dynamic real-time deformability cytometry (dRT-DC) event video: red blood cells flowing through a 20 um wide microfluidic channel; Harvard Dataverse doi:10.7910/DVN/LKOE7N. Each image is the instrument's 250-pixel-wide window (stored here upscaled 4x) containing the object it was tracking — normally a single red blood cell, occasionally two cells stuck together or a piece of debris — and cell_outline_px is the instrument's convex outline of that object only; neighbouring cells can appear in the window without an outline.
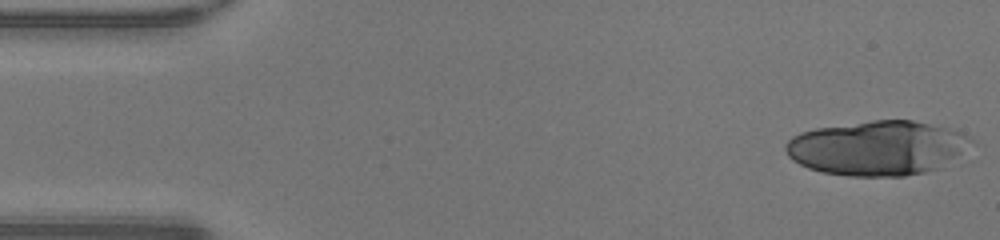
{"species": "human", "species_latin": "Homo sapiens", "temperature_condition": "warm", "stored_images_in_passage": 17, "camera_frame_rate_fps": 3000, "um_per_image_px": 0.085, "donor": {"sex": "male"}, "frame": {"image": 1, "passage_image": 1, "time_ms": 0.0, "image_size_px": [1000, 240], "cell_outline_px": [[976, 144], [944, 168], [904, 176], [848, 176], [824, 172], [808, 168], [792, 160], [788, 156], [784, 148], [784, 144], [792, 136], [800, 132], [816, 128], [872, 120], [912, 120], [960, 132], [968, 136]], "centroid_in_image_um": [74.61, 12.59], "position_along_channel_um": 10.4, "area_um2": 59.48}}
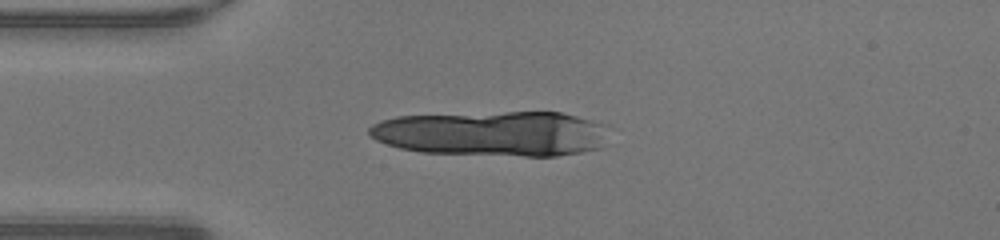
{"frame": {"image": 2, "passage_image": 11, "time_ms": 3.333, "image_size_px": [1000, 240], "cell_outline_px": [[608, 124], [604, 148], [556, 156], [524, 156], [420, 152], [400, 148], [376, 140], [368, 132], [368, 128], [372, 124], [380, 120], [396, 116], [508, 112], [560, 112]], "centroid_in_image_um": [41.9, 11.35], "position_along_channel_um": 43.1, "area_um2": 63.35}}